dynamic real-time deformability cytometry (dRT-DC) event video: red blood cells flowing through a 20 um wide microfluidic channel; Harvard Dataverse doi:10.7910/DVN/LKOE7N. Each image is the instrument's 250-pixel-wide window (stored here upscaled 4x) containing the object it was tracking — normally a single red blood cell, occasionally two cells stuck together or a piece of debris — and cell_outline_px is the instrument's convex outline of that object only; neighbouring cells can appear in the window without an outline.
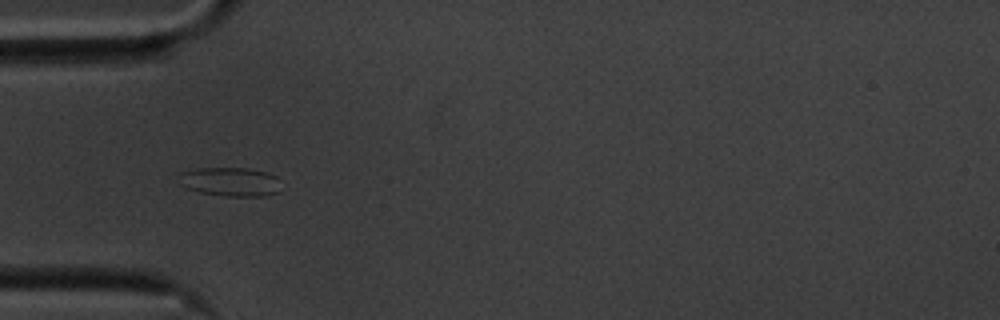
{"species": "common noctule bat (a hibernating species)", "species_latin": "Nyctalus noctula", "temperature_condition": "cold", "stored_images_in_passage": 40, "camera_frame_rate_fps": 3000, "um_per_image_px": 0.085, "animal": {"sex": "male", "body_mass_g": 20.1, "forearm_length_mm": 53.5}, "frame": {"image": 1, "passage_image": 1, "time_ms": 0.0, "image_size_px": [1000, 320], "cell_outline_px": [[280, 192], [264, 196], [224, 196], [200, 192], [188, 188], [180, 184], [176, 176], [180, 172], [196, 168], [248, 168], [268, 172], [276, 176]], "centroid_in_image_um": [19.54, 15.44], "position_along_channel_um": 65.5, "area_um2": 17.4}}
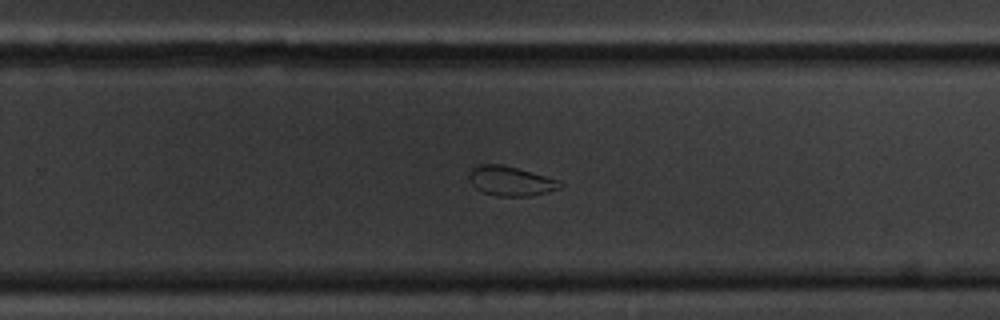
{"frame": {"image": 2, "passage_image": 20, "time_ms": 6.333, "image_size_px": [1000, 320], "cell_outline_px": [[564, 184], [560, 188], [548, 192], [528, 196], [496, 196], [484, 192], [476, 188], [472, 184], [468, 176], [472, 168], [480, 164], [500, 164], [516, 168], [560, 180]], "centroid_in_image_um": [43.42, 15.39], "position_along_channel_um": 286.4, "area_um2": 15.55}}
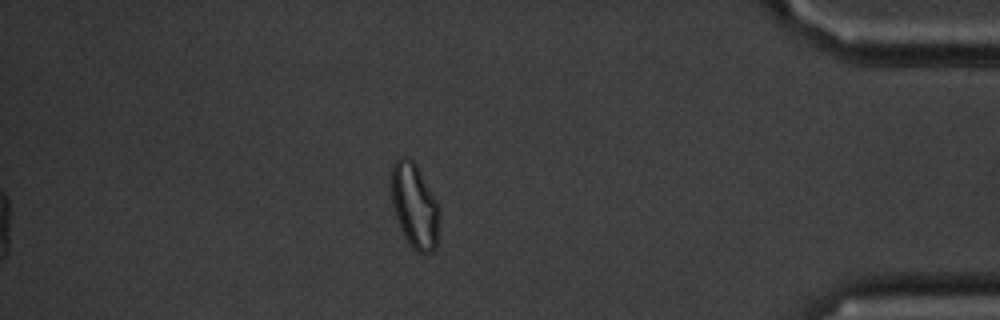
{"frame": {"image": 3, "passage_image": 33, "time_ms": 10.667, "image_size_px": [1000, 320], "cell_outline_px": [[440, 212], [436, 248], [432, 252], [416, 252], [412, 248], [404, 236], [400, 228], [392, 204], [392, 164], [400, 156], [404, 156], [412, 160], [416, 164], [436, 200], [440, 208]], "centroid_in_image_um": [35.25, 17.5], "position_along_channel_um": 399.9, "area_um2": 23.64}, "authors_computed_cell_mechanics": {"area_um2": 16.9932, "velocity_mm_per_s": 3.4956, "shape_relaxation_time_tau1_ms": 7.667, "shape_relaxation_time_tau2_ms": 5.1529, "deformation_change_tau1": 0.1099, "deformation_change_tau2": 0.1001}}